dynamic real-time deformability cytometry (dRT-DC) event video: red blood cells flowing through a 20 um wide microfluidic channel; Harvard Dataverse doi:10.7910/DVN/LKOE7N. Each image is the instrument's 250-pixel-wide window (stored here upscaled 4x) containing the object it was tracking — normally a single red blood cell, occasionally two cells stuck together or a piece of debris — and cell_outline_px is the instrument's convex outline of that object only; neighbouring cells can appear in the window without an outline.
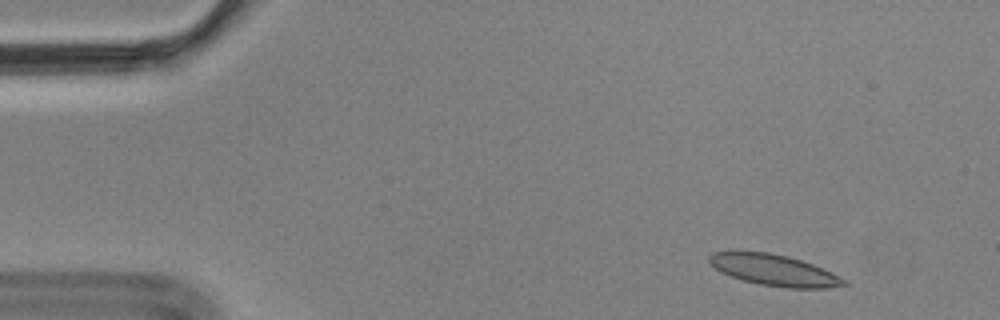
{"species": "Egyptian fruit bat (a non-hibernating species)", "species_latin": "Rousettus aegyptiacus", "temperature_condition": "cold", "stored_images_in_passage": 4, "camera_frame_rate_fps": 3000, "um_per_image_px": 0.085, "animal": {"sex": "male"}, "frame": {"image": 1, "passage_image": 1, "time_ms": 0.0, "image_size_px": [1000, 320], "cell_outline_px": [[848, 284], [828, 288], [788, 288], [760, 284], [744, 280], [720, 272], [708, 260], [708, 256], [712, 252], [768, 252], [788, 256], [812, 264], [844, 280]], "centroid_in_image_um": [65.76, 22.96], "position_along_channel_um": 19.2, "area_um2": 23.81}}
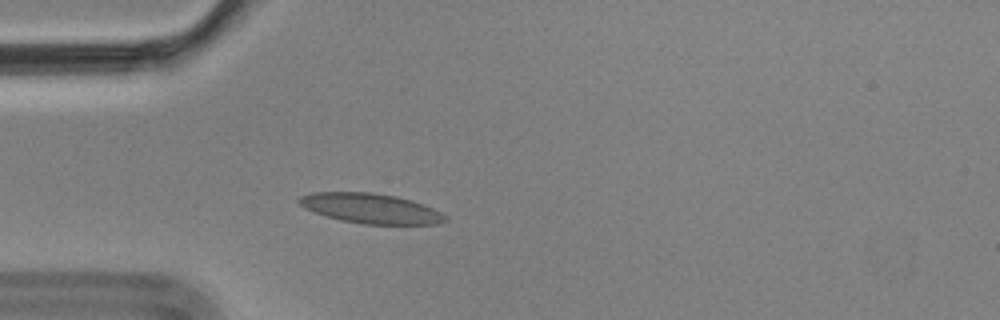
{"frame": {"image": 2, "passage_image": 4, "time_ms": 1.0, "image_size_px": [1000, 320], "cell_outline_px": [[448, 220], [440, 224], [364, 224], [340, 220], [304, 208], [296, 200], [300, 196], [312, 192], [372, 192], [396, 196], [412, 200], [424, 204], [448, 216]], "centroid_in_image_um": [31.54, 17.71], "position_along_channel_um": 53.5, "area_um2": 25.55}}